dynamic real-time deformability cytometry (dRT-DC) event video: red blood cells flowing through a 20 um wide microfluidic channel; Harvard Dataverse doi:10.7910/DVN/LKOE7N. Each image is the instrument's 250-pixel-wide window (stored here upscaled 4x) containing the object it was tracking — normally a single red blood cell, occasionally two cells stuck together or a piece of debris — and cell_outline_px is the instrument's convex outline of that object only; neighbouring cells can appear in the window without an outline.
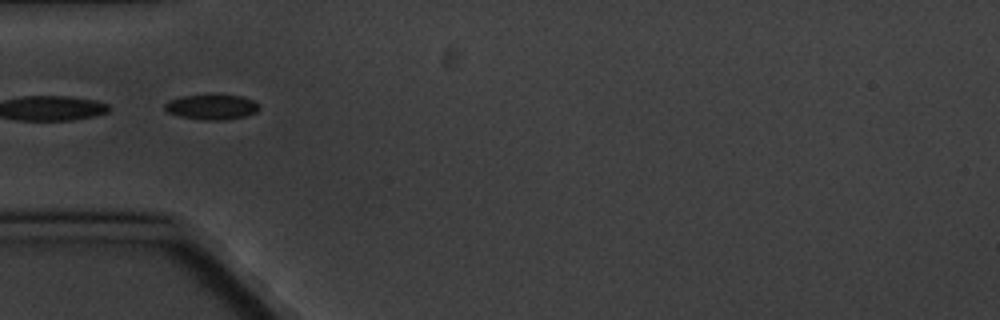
{"species": "common noctule bat (a hibernating species)", "species_latin": "Nyctalus noctula", "temperature_condition": "cold", "stored_images_in_passage": 3, "camera_frame_rate_fps": 3000, "um_per_image_px": 0.085, "animal": {"sex": "male", "body_mass_g": 20.1, "forearm_length_mm": 53.5}, "frame": {"image": 1, "passage_image": 2, "time_ms": 2.0, "image_size_px": [1000, 320], "cell_outline_px": [[260, 108], [256, 112], [244, 116], [224, 120], [204, 120], [180, 116], [168, 112], [164, 108], [164, 104], [168, 100], [180, 96], [240, 96], [252, 100], [260, 104]], "centroid_in_image_um": [17.98, 9.11], "position_along_channel_um": 67.0, "area_um2": 13.53}}